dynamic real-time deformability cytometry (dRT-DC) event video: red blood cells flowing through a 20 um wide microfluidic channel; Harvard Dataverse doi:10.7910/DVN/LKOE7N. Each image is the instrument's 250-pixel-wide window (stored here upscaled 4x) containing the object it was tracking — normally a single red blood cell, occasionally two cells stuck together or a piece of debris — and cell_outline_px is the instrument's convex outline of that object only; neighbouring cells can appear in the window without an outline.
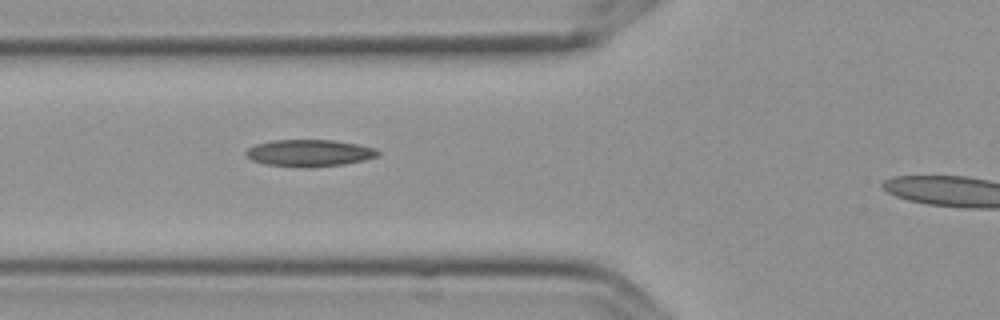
{"species": "Egyptian fruit bat (a non-hibernating species)", "species_latin": "Rousettus aegyptiacus", "temperature_condition": "cold", "stored_images_in_passage": 8, "segment_of_instrument_passage": [2, 2], "camera_frame_rate_fps": 3000, "um_per_image_px": 0.085, "frame": {"image": 1, "passage_image": 8, "time_ms": 2.333, "image_size_px": [1000, 320], "cell_outline_px": [[380, 156], [364, 160], [344, 164], [264, 164], [252, 160], [244, 156], [244, 152], [248, 148], [256, 144], [272, 140], [332, 140], [360, 144], [376, 148], [380, 152]], "centroid_in_image_um": [26.32, 12.95], "position_along_channel_um": 99.5, "area_um2": 19.83}}